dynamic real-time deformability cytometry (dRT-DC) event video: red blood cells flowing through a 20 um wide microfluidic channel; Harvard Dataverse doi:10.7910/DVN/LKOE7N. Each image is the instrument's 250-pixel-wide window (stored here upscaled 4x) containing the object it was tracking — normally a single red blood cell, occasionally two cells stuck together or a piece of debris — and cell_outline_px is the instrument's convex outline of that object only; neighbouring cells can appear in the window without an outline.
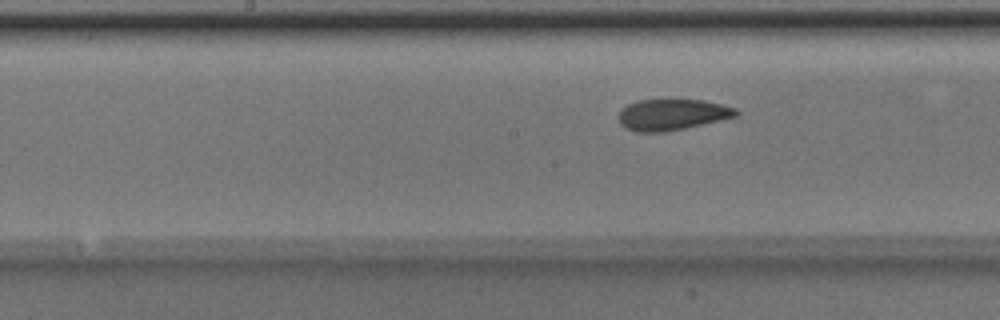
{"species": "Egyptian fruit bat (a non-hibernating species)", "species_latin": "Rousettus aegyptiacus", "temperature_condition": "room temperature", "stored_images_in_passage": 7, "camera_frame_rate_fps": 3000, "um_per_image_px": 0.085, "animal": {"sex": "male"}, "frame": {"image": 1, "passage_image": 7, "time_ms": 2.0, "image_size_px": [1000, 320], "cell_outline_px": [[740, 112], [736, 116], [720, 120], [684, 128], [664, 132], [636, 132], [624, 128], [620, 124], [620, 112], [628, 104], [636, 100], [668, 96], [704, 100], [736, 108]], "centroid_in_image_um": [57.11, 9.68], "position_along_channel_um": 191.1, "area_um2": 22.08}}